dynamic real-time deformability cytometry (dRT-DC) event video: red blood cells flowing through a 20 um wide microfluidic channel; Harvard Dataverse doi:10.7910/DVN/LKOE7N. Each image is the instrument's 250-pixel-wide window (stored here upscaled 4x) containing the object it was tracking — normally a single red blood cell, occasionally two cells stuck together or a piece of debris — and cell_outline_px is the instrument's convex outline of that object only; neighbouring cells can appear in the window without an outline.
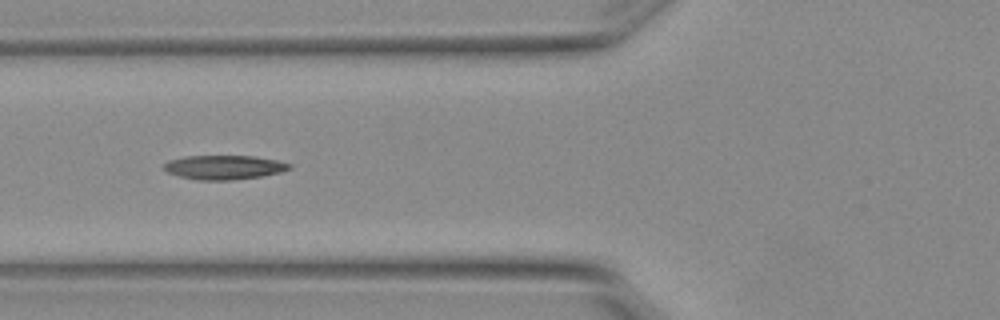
{"species": "Egyptian fruit bat (a non-hibernating species)", "species_latin": "Rousettus aegyptiacus", "temperature_condition": "warm", "stored_images_in_passage": 8, "camera_frame_rate_fps": 3000, "um_per_image_px": 0.085, "animal": {"sex": "female"}, "frame": {"image": 1, "passage_image": 6, "time_ms": 1.667, "image_size_px": [1000, 320], "cell_outline_px": [[292, 168], [280, 172], [264, 176], [232, 180], [196, 180], [180, 176], [168, 172], [164, 168], [164, 164], [168, 160], [184, 156], [252, 156], [276, 160], [292, 164]], "centroid_in_image_um": [19.06, 14.22], "position_along_channel_um": 106.7, "area_um2": 17.69}}
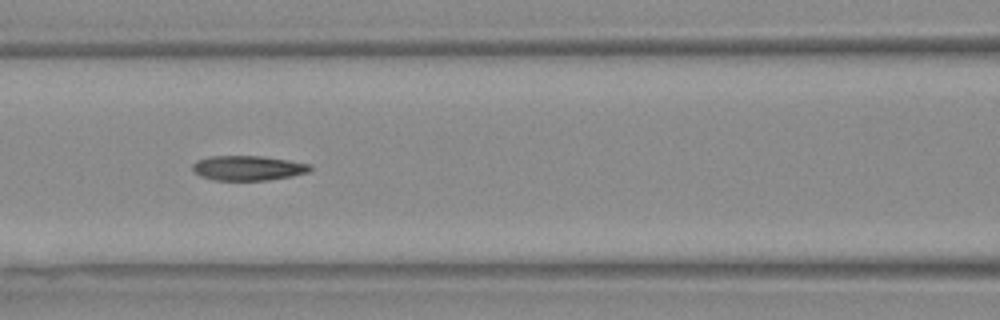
{"frame": {"image": 2, "passage_image": 7, "time_ms": 2.0, "image_size_px": [1000, 320], "cell_outline_px": [[312, 168], [308, 172], [292, 176], [268, 180], [216, 180], [200, 176], [192, 168], [192, 164], [196, 160], [212, 156], [264, 156], [312, 164]], "centroid_in_image_um": [21.1, 14.28], "position_along_channel_um": 145.5, "area_um2": 16.99}}
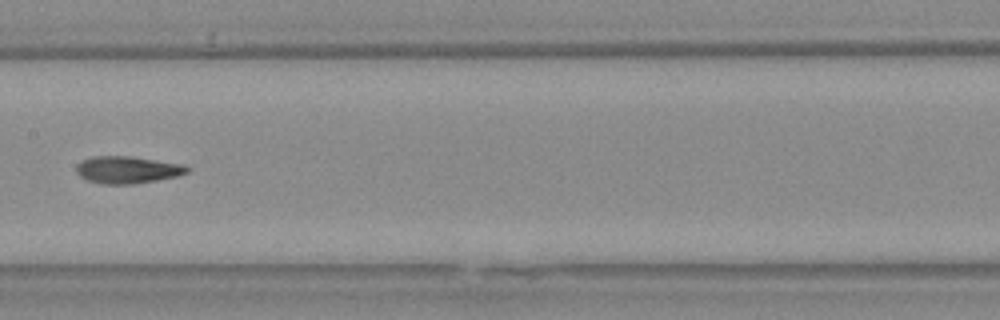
{"frame": {"image": 3, "passage_image": 8, "time_ms": 2.333, "image_size_px": [1000, 320], "cell_outline_px": [[188, 172], [176, 176], [156, 180], [132, 184], [100, 184], [88, 180], [80, 176], [76, 172], [76, 164], [92, 156], [128, 156], [180, 164], [188, 168]], "centroid_in_image_um": [10.76, 14.44], "position_along_channel_um": 196.6, "area_um2": 17.22}}